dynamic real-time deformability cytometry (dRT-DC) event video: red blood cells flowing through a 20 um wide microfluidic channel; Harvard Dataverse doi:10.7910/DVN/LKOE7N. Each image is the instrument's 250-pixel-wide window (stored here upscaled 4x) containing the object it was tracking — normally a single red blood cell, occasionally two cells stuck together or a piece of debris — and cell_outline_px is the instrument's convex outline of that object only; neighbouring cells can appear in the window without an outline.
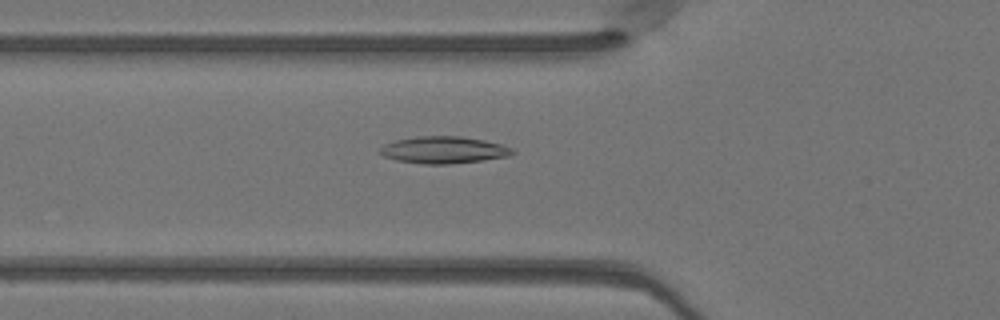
{"species": "Egyptian fruit bat (a non-hibernating species)", "species_latin": "Rousettus aegyptiacus", "temperature_condition": "warm", "stored_images_in_passage": 35, "camera_frame_rate_fps": 3000, "um_per_image_px": 0.085, "animal": {"sex": "female"}, "frame": {"image": 1, "passage_image": 9, "time_ms": 2.667, "image_size_px": [1000, 320], "cell_outline_px": [[516, 152], [508, 156], [484, 160], [448, 164], [424, 164], [396, 160], [384, 156], [380, 152], [380, 148], [384, 144], [396, 140], [420, 136], [460, 136], [484, 140], [500, 144], [512, 148]], "centroid_in_image_um": [37.72, 12.74], "position_along_channel_um": 88.1, "area_um2": 20.69}}
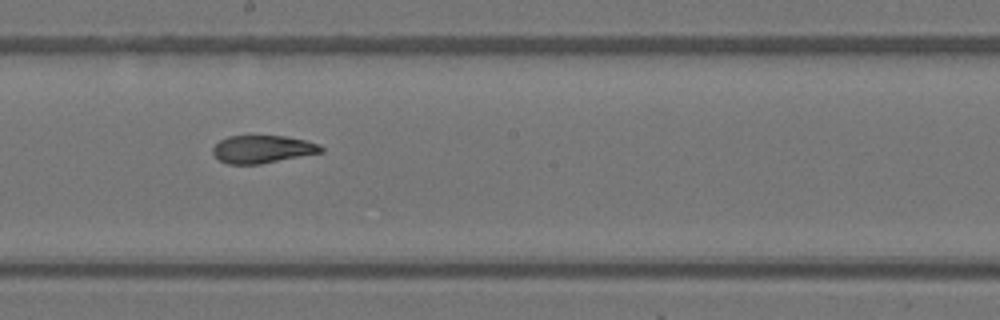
{"frame": {"image": 2, "passage_image": 19, "time_ms": 6.0, "image_size_px": [1000, 320], "cell_outline_px": [[324, 152], [260, 164], [228, 164], [220, 160], [212, 152], [212, 148], [220, 140], [228, 136], [284, 136], [304, 140], [320, 144], [324, 148]], "centroid_in_image_um": [22.33, 12.68], "position_along_channel_um": 225.9, "area_um2": 17.46}}
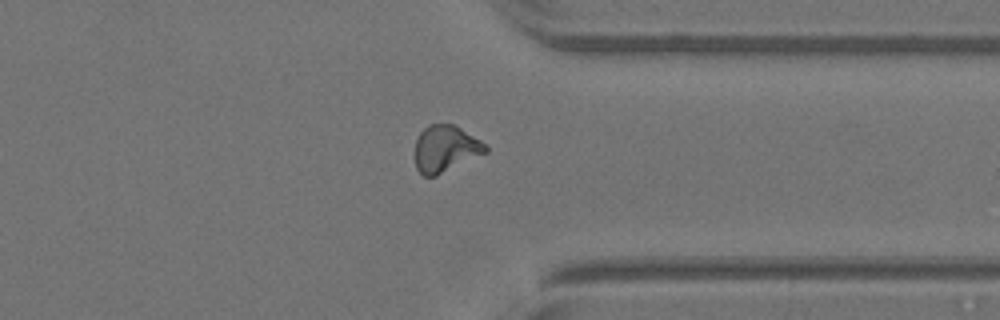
{"frame": {"image": 3, "passage_image": 30, "time_ms": 9.667, "image_size_px": [1000, 320], "cell_outline_px": [[488, 152], [436, 176], [424, 176], [416, 168], [416, 140], [420, 132], [428, 124], [452, 124], [460, 128], [488, 144]], "centroid_in_image_um": [37.89, 12.64], "position_along_channel_um": 373.5, "area_um2": 19.19}, "authors_computed_cell_mechanics": {"area_um2": 18.9584, "velocity_mm_per_s": 4.1097, "shape_relaxation_time_tau1_ms": null, "shape_relaxation_time_tau2_ms": 1.8728, "deformation_change_tau1": null, "deformation_change_tau2": 0.0916}}